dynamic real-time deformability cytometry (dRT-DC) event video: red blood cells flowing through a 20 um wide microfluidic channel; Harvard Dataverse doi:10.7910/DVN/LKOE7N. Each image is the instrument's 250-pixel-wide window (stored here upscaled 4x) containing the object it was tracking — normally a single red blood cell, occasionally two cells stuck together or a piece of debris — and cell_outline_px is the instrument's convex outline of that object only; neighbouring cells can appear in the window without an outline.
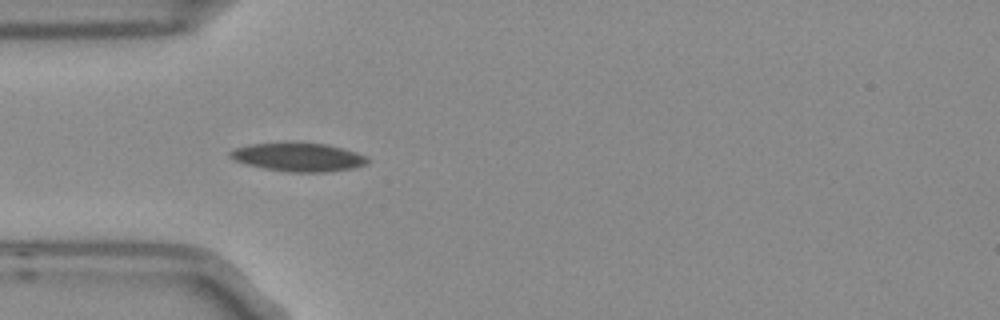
{"species": "Egyptian fruit bat (a non-hibernating species)", "species_latin": "Rousettus aegyptiacus", "temperature_condition": "room temperature", "stored_images_in_passage": 5, "camera_frame_rate_fps": 3000, "um_per_image_px": 0.085, "frame": {"image": 1, "passage_image": 4, "time_ms": 1.0, "image_size_px": [1000, 320], "cell_outline_px": [[368, 164], [352, 168], [324, 172], [288, 172], [264, 168], [248, 164], [236, 160], [228, 156], [228, 152], [236, 148], [252, 144], [288, 140], [324, 144], [344, 148], [368, 156]], "centroid_in_image_um": [25.37, 13.32], "position_along_channel_um": 59.6, "area_um2": 23.29}}